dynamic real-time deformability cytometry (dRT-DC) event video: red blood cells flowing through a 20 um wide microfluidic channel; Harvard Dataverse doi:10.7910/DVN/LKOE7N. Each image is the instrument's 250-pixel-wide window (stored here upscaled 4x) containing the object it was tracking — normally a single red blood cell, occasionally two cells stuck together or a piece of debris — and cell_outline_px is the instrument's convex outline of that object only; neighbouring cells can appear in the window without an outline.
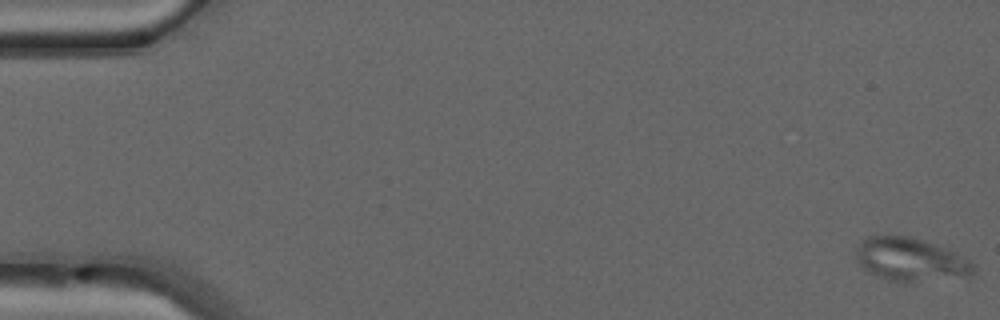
{"species": "common noctule bat (a hibernating species)", "species_latin": "Nyctalus noctula", "temperature_condition": "warm", "stored_images_in_passage": 50, "camera_frame_rate_fps": 3000, "um_per_image_px": 0.085, "animal": {"sex": "male", "forearm_length_mm": 52.5}, "frame": {"image": 1, "passage_image": 1, "time_ms": 0.0, "image_size_px": [1000, 320], "cell_outline_px": [[976, 272], [968, 280], [888, 280], [864, 268], [856, 260], [856, 248], [860, 240], [868, 236], [908, 236], [956, 252], [976, 264]], "centroid_in_image_um": [77.5, 22.08], "position_along_channel_um": 7.5, "area_um2": 29.65}}
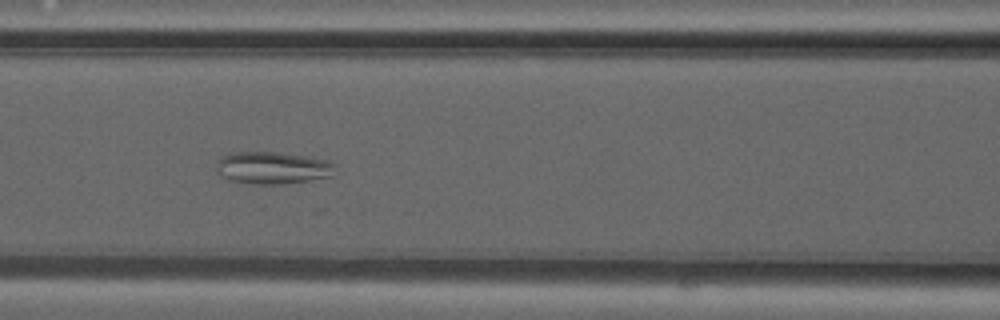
{"frame": {"image": 2, "passage_image": 22, "time_ms": 7.0, "image_size_px": [1000, 320], "cell_outline_px": [[336, 164], [332, 176], [308, 180], [280, 184], [256, 184], [232, 180], [216, 172], [216, 160], [232, 152], [272, 152], [304, 156], [328, 160]], "centroid_in_image_um": [23.17, 14.26], "position_along_channel_um": 143.4, "area_um2": 22.08}}
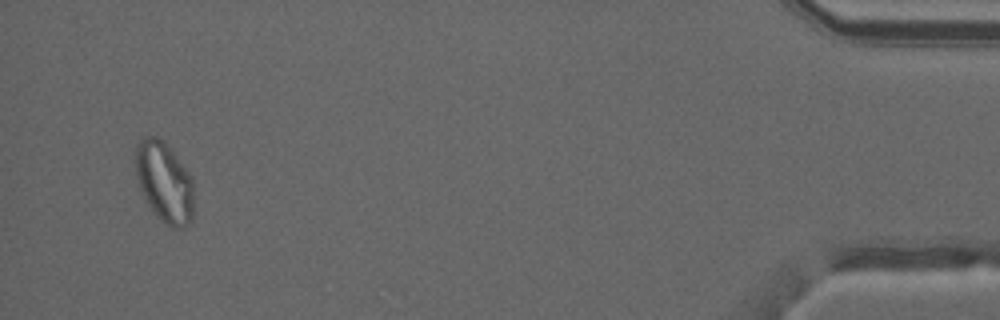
{"frame": {"image": 3, "passage_image": 48, "time_ms": 15.667, "image_size_px": [1000, 320], "cell_outline_px": [[192, 220], [184, 228], [172, 228], [156, 216], [152, 212], [144, 200], [140, 192], [136, 180], [132, 160], [136, 144], [144, 136], [156, 136], [164, 140], [188, 172], [192, 180]], "centroid_in_image_um": [13.88, 15.45], "position_along_channel_um": 421.3, "area_um2": 28.03}, "authors_computed_cell_mechanics": {"area_um2": 25.2297, "velocity_mm_per_s": 4.1298, "shape_relaxation_time_tau1_ms": null, "shape_relaxation_time_tau2_ms": 2.8822, "deformation_change_tau1": null, "deformation_change_tau2": 0.0846}}